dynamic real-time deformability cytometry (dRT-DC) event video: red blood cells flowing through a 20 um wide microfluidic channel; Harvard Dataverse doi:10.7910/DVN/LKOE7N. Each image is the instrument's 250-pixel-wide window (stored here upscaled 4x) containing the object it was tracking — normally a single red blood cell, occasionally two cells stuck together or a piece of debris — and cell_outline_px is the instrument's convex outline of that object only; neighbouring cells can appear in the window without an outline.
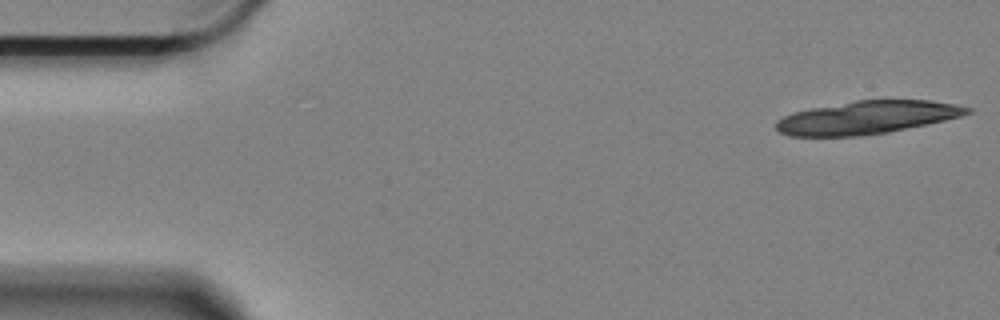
{"species": "Egyptian fruit bat (a non-hibernating species)", "species_latin": "Rousettus aegyptiacus", "temperature_condition": "cold", "stored_images_in_passage": 18, "camera_frame_rate_fps": 3000, "um_per_image_px": 0.085, "animal": {"sex": "female"}, "frame": {"image": 1, "passage_image": 1, "time_ms": 0.0, "image_size_px": [1000, 320], "cell_outline_px": [[972, 112], [960, 116], [944, 120], [888, 132], [856, 136], [788, 136], [780, 132], [776, 128], [776, 120], [792, 112], [812, 108], [856, 100], [928, 100], [956, 104], [972, 108]], "centroid_in_image_um": [73.67, 9.98], "position_along_channel_um": 11.3, "area_um2": 36.53}}